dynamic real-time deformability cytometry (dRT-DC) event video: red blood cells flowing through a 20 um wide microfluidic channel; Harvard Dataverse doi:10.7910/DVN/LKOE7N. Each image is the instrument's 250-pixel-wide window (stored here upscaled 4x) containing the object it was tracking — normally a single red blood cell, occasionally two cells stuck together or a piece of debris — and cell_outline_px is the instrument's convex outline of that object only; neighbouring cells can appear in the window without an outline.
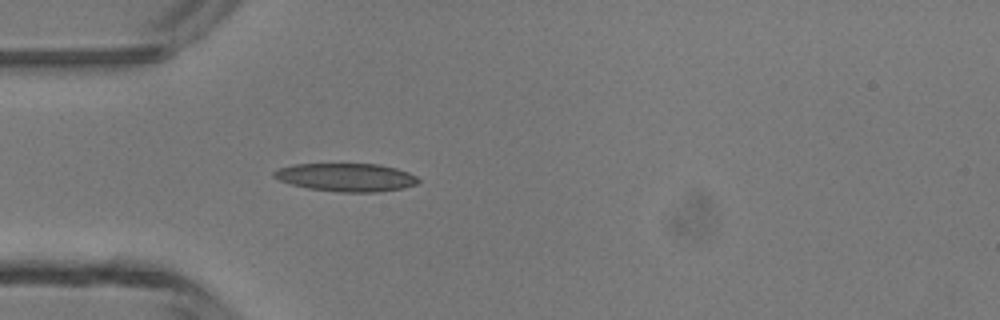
{"species": "common noctule bat (a hibernating species)", "species_latin": "Nyctalus noctula", "temperature_condition": "room temperature", "stored_images_in_passage": 3, "camera_frame_rate_fps": 3000, "um_per_image_px": 0.085, "animal": {"sex": "male", "body_mass_g": 13.3}, "frame": {"image": 1, "passage_image": 3, "time_ms": 2.333, "image_size_px": [1000, 320], "cell_outline_px": [[420, 180], [416, 184], [404, 188], [380, 192], [340, 192], [308, 188], [292, 184], [280, 180], [272, 176], [272, 172], [280, 168], [292, 164], [380, 164], [396, 168], [408, 172], [416, 176]], "centroid_in_image_um": [29.45, 15.07], "position_along_channel_um": 55.6, "area_um2": 23.7}}